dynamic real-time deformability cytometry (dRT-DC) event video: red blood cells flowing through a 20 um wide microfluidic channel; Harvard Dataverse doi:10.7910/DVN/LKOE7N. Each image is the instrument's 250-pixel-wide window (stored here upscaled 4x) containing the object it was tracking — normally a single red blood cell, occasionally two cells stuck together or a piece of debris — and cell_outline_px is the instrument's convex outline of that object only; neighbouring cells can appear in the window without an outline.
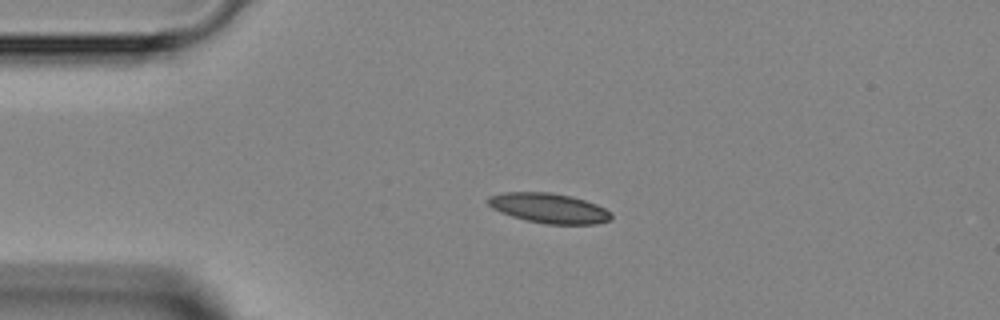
{"species": "Egyptian fruit bat (a non-hibernating species)", "species_latin": "Rousettus aegyptiacus", "temperature_condition": "room temperature", "stored_images_in_passage": 3, "camera_frame_rate_fps": 3000, "um_per_image_px": 0.085, "animal": {"sex": "female"}, "frame": {"image": 1, "passage_image": 2, "time_ms": 1.333, "image_size_px": [1000, 320], "cell_outline_px": [[612, 216], [608, 220], [596, 224], [548, 224], [528, 220], [512, 216], [500, 212], [492, 208], [488, 204], [488, 196], [504, 192], [552, 192], [572, 196], [596, 204], [612, 212]], "centroid_in_image_um": [46.66, 17.68], "position_along_channel_um": 38.3, "area_um2": 21.39}}